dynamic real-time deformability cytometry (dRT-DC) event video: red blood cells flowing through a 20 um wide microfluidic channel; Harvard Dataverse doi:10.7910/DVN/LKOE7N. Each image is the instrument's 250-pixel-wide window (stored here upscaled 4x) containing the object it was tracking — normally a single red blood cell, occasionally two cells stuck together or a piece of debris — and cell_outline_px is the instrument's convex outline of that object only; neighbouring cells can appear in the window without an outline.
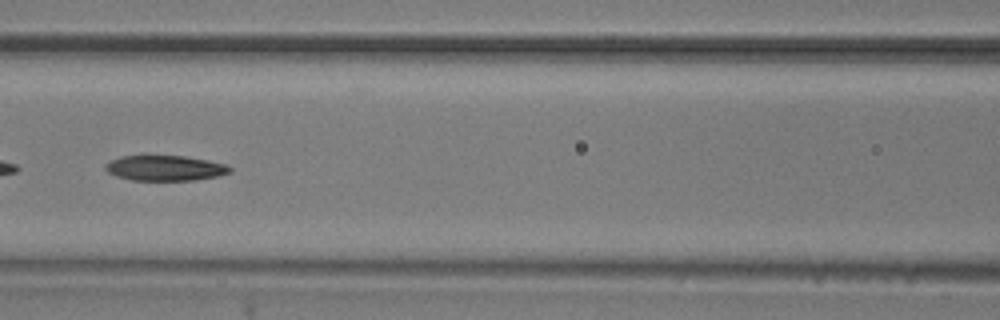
{"species": "common noctule bat (a hibernating species)", "species_latin": "Nyctalus noctula", "temperature_condition": "room temperature", "stored_images_in_passage": 52, "camera_frame_rate_fps": 3000, "um_per_image_px": 0.085, "animal": {"sex": "male", "body_mass_g": 20.5, "forearm_length_mm": 52.5}, "frame": {"image": 1, "passage_image": 23, "time_ms": 7.333, "image_size_px": [1000, 320], "cell_outline_px": [[232, 172], [220, 176], [196, 180], [132, 180], [116, 176], [108, 172], [104, 168], [104, 164], [120, 156], [184, 156], [208, 160], [228, 164], [232, 168]], "centroid_in_image_um": [14.08, 14.29], "position_along_channel_um": 152.5, "area_um2": 18.5}}
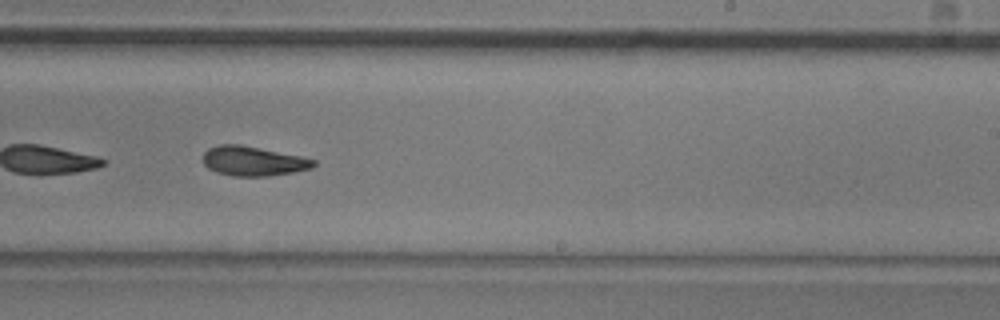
{"frame": {"image": 2, "passage_image": 32, "time_ms": 10.333, "image_size_px": [1000, 320], "cell_outline_px": [[316, 164], [312, 168], [292, 172], [268, 176], [232, 176], [216, 172], [208, 168], [204, 164], [204, 152], [208, 148], [220, 144], [240, 144], [300, 156], [316, 160]], "centroid_in_image_um": [21.51, 13.69], "position_along_channel_um": 267.5, "area_um2": 18.96}}
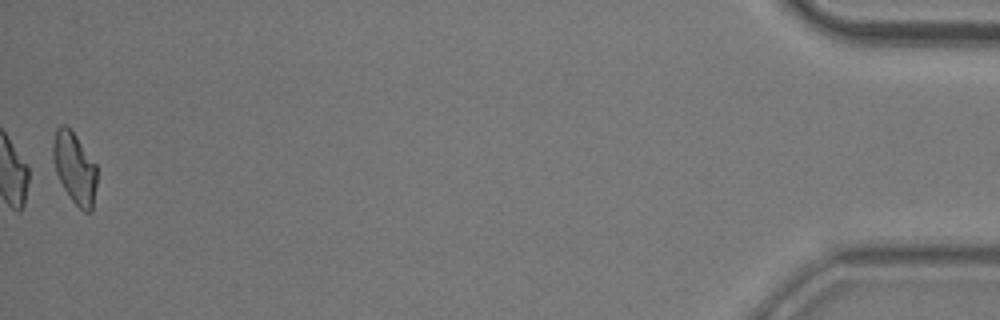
{"frame": {"image": 3, "passage_image": 52, "time_ms": 17.0, "image_size_px": [1000, 320], "cell_outline_px": [[96, 184], [92, 212], [84, 212], [72, 200], [64, 188], [56, 172], [52, 156], [52, 144], [56, 128], [60, 124], [64, 124], [76, 136], [96, 164]], "centroid_in_image_um": [6.33, 14.27], "position_along_channel_um": 428.9, "area_um2": 18.09}, "authors_computed_cell_mechanics": {"area_um2": 19.2474, "velocity_mm_per_s": 3.8456, "shape_relaxation_time_tau1_ms": 5.373, "shape_relaxation_time_tau2_ms": 7.3377, "deformation_change_tau1": 0.1621, "deformation_change_tau2": 0.1476}}